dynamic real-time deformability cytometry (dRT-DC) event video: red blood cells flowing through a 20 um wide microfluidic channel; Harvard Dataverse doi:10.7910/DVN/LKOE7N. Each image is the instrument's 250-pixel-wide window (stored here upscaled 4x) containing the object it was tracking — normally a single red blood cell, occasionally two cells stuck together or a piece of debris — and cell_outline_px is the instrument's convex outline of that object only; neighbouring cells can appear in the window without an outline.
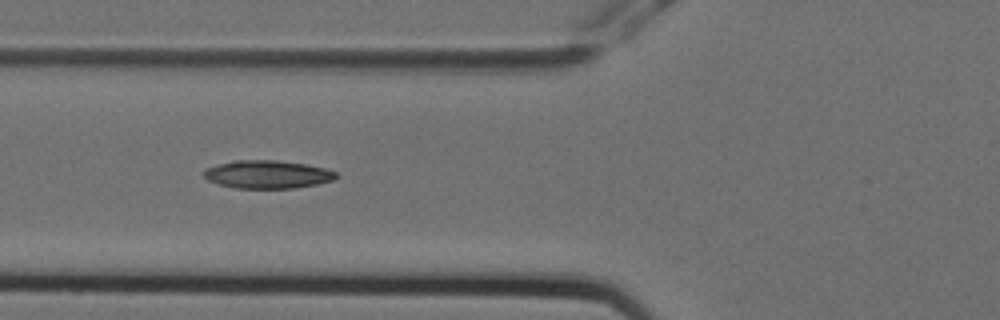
{"species": "Egyptian fruit bat (a non-hibernating species)", "species_latin": "Rousettus aegyptiacus", "temperature_condition": "cold", "stored_images_in_passage": 7, "camera_frame_rate_fps": 3000, "um_per_image_px": 0.085, "animal": {"sex": "female"}, "frame": {"image": 1, "passage_image": 5, "time_ms": 1.333, "image_size_px": [1000, 320], "cell_outline_px": [[340, 176], [336, 180], [316, 184], [292, 188], [236, 188], [220, 184], [208, 180], [204, 176], [204, 172], [208, 168], [216, 164], [236, 160], [276, 160], [304, 164], [324, 168], [336, 172]], "centroid_in_image_um": [22.77, 14.82], "position_along_channel_um": 103.0, "area_um2": 21.5}}
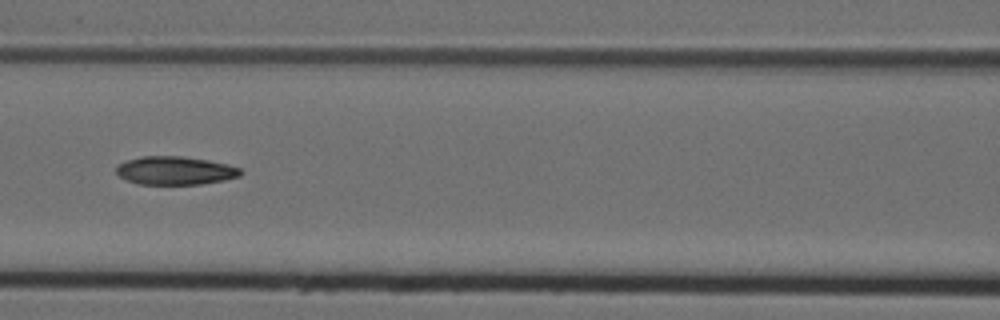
{"frame": {"image": 2, "passage_image": 6, "time_ms": 1.667, "image_size_px": [1000, 320], "cell_outline_px": [[244, 172], [240, 176], [224, 180], [200, 184], [140, 184], [128, 180], [120, 176], [116, 172], [116, 168], [120, 164], [128, 160], [140, 156], [180, 156], [208, 160], [228, 164], [240, 168]], "centroid_in_image_um": [14.93, 14.49], "position_along_channel_um": 151.7, "area_um2": 20.4}}
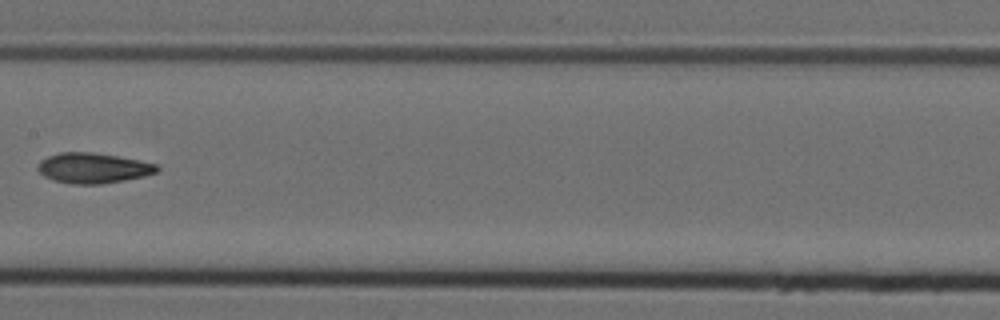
{"frame": {"image": 3, "passage_image": 7, "time_ms": 2.0, "image_size_px": [1000, 320], "cell_outline_px": [[160, 168], [156, 172], [144, 176], [124, 180], [100, 184], [72, 184], [52, 180], [44, 176], [36, 168], [36, 164], [40, 160], [48, 156], [60, 152], [92, 152], [116, 156], [156, 164]], "centroid_in_image_um": [7.85, 14.28], "position_along_channel_um": 199.5, "area_um2": 20.98}}